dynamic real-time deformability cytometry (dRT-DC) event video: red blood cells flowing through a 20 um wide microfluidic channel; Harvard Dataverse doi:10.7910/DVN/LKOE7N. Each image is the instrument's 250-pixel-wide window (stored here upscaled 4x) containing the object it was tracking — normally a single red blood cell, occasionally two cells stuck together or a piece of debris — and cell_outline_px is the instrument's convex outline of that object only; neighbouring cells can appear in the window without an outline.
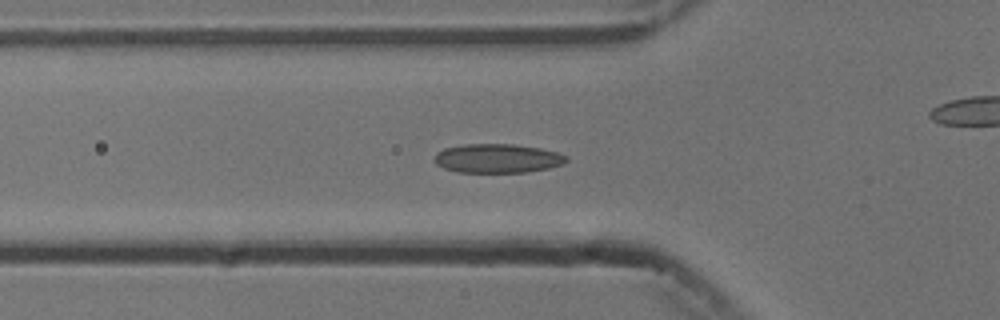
{"species": "common noctule bat (a hibernating species)", "species_latin": "Nyctalus noctula", "temperature_condition": "cold", "stored_images_in_passage": 39, "camera_frame_rate_fps": 3000, "um_per_image_px": 0.085, "animal": {"sex": "male", "body_mass_g": 13.3}, "frame": {"image": 1, "passage_image": 2, "time_ms": 0.333, "image_size_px": [1000, 320], "cell_outline_px": [[568, 160], [564, 164], [548, 168], [524, 172], [456, 172], [444, 168], [436, 164], [436, 152], [444, 148], [464, 144], [512, 144], [540, 148], [556, 152], [568, 156]], "centroid_in_image_um": [42.29, 13.46], "position_along_channel_um": 83.5, "area_um2": 22.25}}
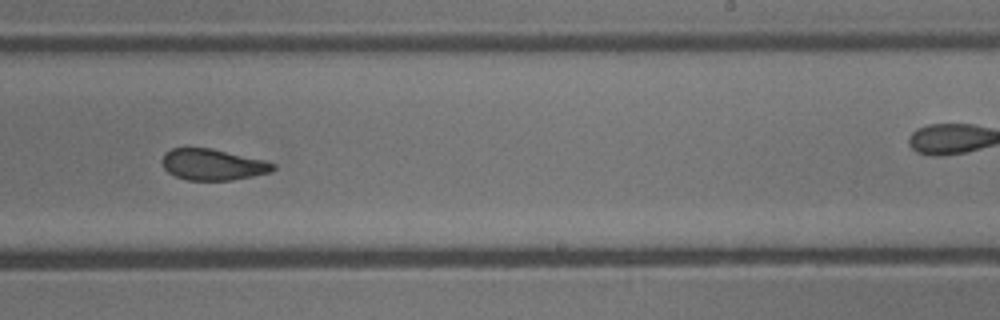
{"frame": {"image": 2, "passage_image": 17, "time_ms": 5.333, "image_size_px": [1000, 320], "cell_outline_px": [[276, 168], [272, 172], [232, 180], [188, 180], [176, 176], [168, 172], [164, 168], [160, 160], [164, 152], [172, 148], [212, 148], [268, 160], [276, 164]], "centroid_in_image_um": [18.11, 13.97], "position_along_channel_um": 270.9, "area_um2": 20.52}}
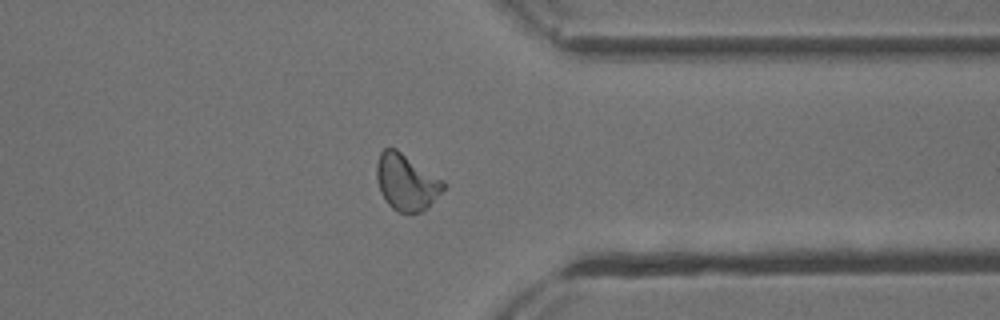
{"frame": {"image": 3, "passage_image": 26, "time_ms": 8.333, "image_size_px": [1000, 320], "cell_outline_px": [[448, 184], [428, 208], [420, 212], [400, 212], [392, 208], [388, 204], [380, 192], [376, 176], [376, 164], [380, 152], [384, 148], [396, 148], [444, 180]], "centroid_in_image_um": [34.55, 15.47], "position_along_channel_um": 376.8, "area_um2": 22.08}, "authors_computed_cell_mechanics": {"area_um2": 21.3282, "velocity_mm_per_s": 3.7434, "shape_relaxation_time_tau1_ms": 3.7106, "shape_relaxation_time_tau2_ms": 2.2742, "deformation_change_tau1": 0.1038, "deformation_change_tau2": 0.0656}}